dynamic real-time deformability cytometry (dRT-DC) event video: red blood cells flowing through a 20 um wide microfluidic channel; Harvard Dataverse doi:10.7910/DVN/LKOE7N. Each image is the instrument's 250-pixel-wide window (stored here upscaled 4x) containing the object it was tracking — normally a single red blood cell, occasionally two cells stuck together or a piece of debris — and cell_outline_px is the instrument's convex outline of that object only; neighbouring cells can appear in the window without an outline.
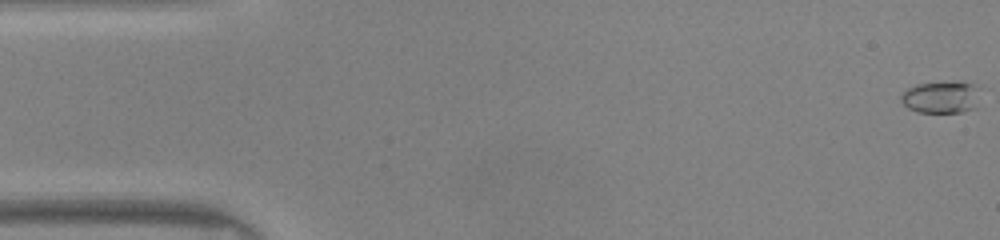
{"species": "common noctule bat (a hibernating species)", "species_latin": "Nyctalus noctula", "temperature_condition": "warm", "stored_images_in_passage": 49, "camera_frame_rate_fps": 3000, "um_per_image_px": 0.085, "animal": {"sex": "male", "body_mass_g": 20.0, "forearm_length_mm": 53.3}, "frame": {"image": 1, "passage_image": 1, "time_ms": 0.0, "image_size_px": [1000, 240], "cell_outline_px": [[976, 108], [960, 112], [916, 112], [908, 108], [900, 100], [900, 96], [908, 88], [916, 84], [944, 80], [960, 80], [972, 84]], "centroid_in_image_um": [79.89, 8.23], "position_along_channel_um": 5.1, "area_um2": 14.68}}
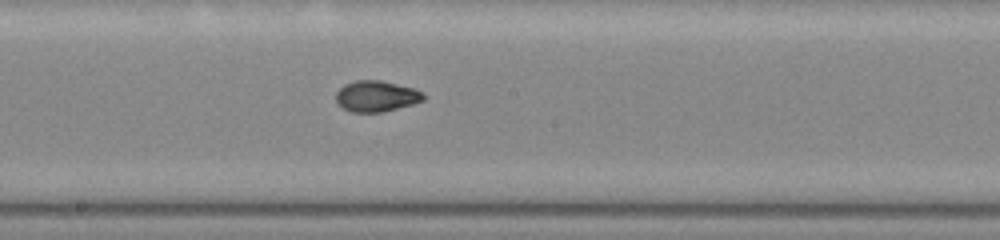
{"frame": {"image": 2, "passage_image": 26, "time_ms": 8.333, "image_size_px": [1000, 240], "cell_outline_px": [[428, 96], [424, 100], [412, 104], [384, 112], [352, 112], [344, 108], [336, 100], [336, 92], [344, 84], [356, 80], [380, 80], [416, 88]], "centroid_in_image_um": [32.03, 8.17], "position_along_channel_um": 216.2, "area_um2": 15.9}}
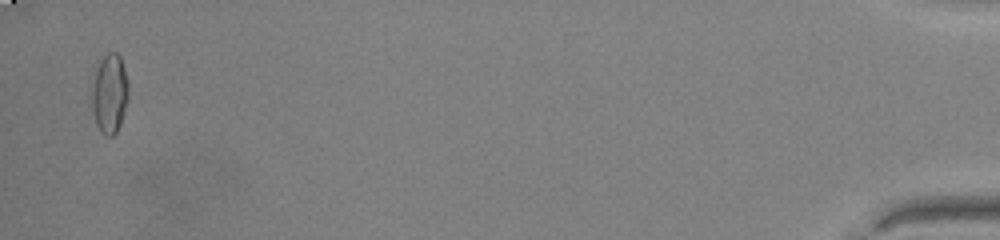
{"frame": {"image": 3, "passage_image": 48, "time_ms": 15.667, "image_size_px": [1000, 240], "cell_outline_px": [[128, 100], [120, 124], [116, 132], [112, 136], [108, 136], [100, 132], [96, 124], [92, 108], [92, 88], [96, 68], [100, 60], [108, 52], [116, 52], [120, 56], [128, 80]], "centroid_in_image_um": [9.32, 7.95], "position_along_channel_um": 425.9, "area_um2": 16.94}, "authors_computed_cell_mechanics": {"area_um2": 15.4904, "velocity_mm_per_s": 4.1769, "shape_relaxation_time_tau1_ms": 9.6611, "shape_relaxation_time_tau2_ms": 1.6758, "deformation_change_tau1": 0.2937, "deformation_change_tau2": 0.0552}}